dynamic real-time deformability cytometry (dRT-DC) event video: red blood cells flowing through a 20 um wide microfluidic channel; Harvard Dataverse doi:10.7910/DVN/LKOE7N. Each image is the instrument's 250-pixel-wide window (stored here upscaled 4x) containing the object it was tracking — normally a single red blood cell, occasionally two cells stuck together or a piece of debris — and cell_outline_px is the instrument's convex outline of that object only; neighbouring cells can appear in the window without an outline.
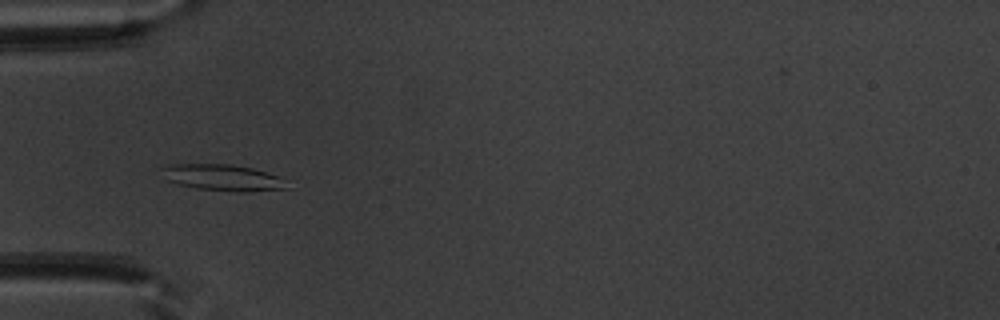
{"species": "common noctule bat (a hibernating species)", "species_latin": "Nyctalus noctula", "temperature_condition": "warm", "stored_images_in_passage": 36, "camera_frame_rate_fps": 3000, "um_per_image_px": 0.085, "animal": {"sex": "male", "body_mass_g": 20.1, "forearm_length_mm": 53.5}, "frame": {"image": 1, "passage_image": 1, "time_ms": 0.0, "image_size_px": [1000, 320], "cell_outline_px": [[288, 188], [248, 192], [236, 192], [196, 188], [180, 184], [168, 180], [160, 168], [172, 164], [232, 164], [252, 168], [276, 176]], "centroid_in_image_um": [18.88, 15.09], "position_along_channel_um": 66.1, "area_um2": 18.73}}
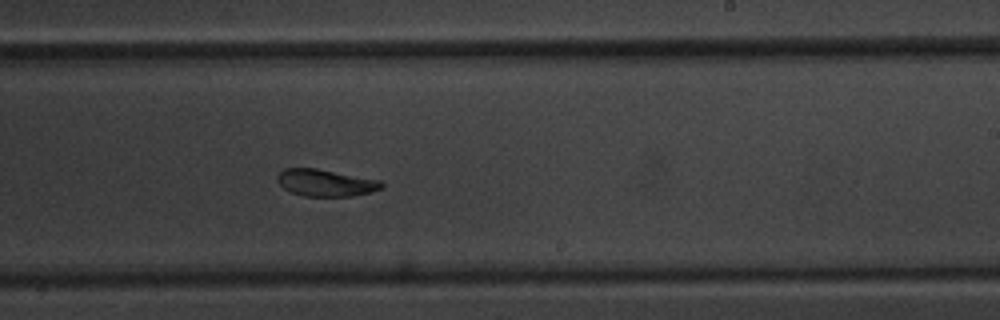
{"frame": {"image": 2, "passage_image": 16, "time_ms": 5.0, "image_size_px": [1000, 320], "cell_outline_px": [[384, 188], [372, 192], [352, 196], [304, 196], [292, 192], [284, 188], [276, 180], [276, 176], [284, 168], [316, 168], [380, 180], [384, 184]], "centroid_in_image_um": [27.69, 15.53], "position_along_channel_um": 261.3, "area_um2": 16.42}}
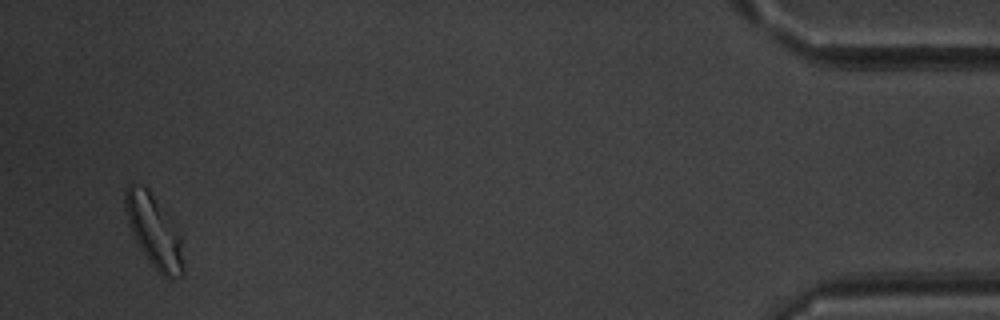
{"frame": {"image": 3, "passage_image": 34, "time_ms": 11.0, "image_size_px": [1000, 320], "cell_outline_px": [[184, 272], [180, 276], [168, 280], [144, 256], [128, 224], [124, 208], [124, 192], [128, 184], [140, 184], [148, 188], [180, 236], [184, 268]], "centroid_in_image_um": [13.06, 19.66], "position_along_channel_um": 422.1, "area_um2": 24.04}, "authors_computed_cell_mechanics": {"area_um2": 17.5423, "velocity_mm_per_s": 3.9318, "shape_relaxation_time_tau1_ms": 4.9503, "shape_relaxation_time_tau2_ms": 2.6157, "deformation_change_tau1": 0.1314, "deformation_change_tau2": 0.0797}}